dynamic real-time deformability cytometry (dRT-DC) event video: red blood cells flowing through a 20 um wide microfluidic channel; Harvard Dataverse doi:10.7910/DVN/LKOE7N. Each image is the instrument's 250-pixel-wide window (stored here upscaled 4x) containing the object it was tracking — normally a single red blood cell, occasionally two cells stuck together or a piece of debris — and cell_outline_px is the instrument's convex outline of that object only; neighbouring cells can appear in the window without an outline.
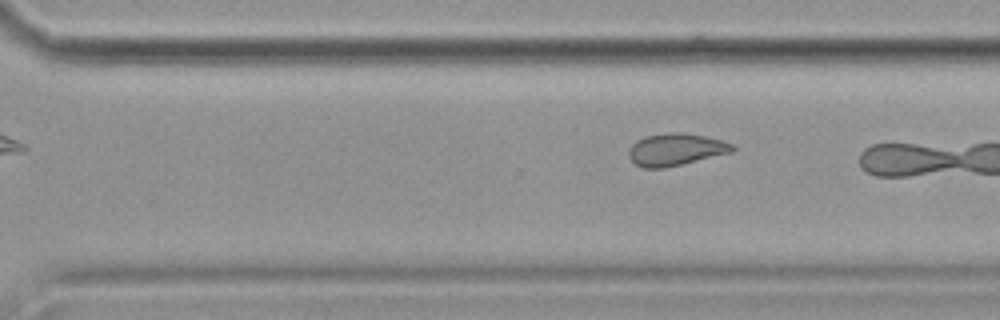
{"species": "common noctule bat (a hibernating species)", "species_latin": "Nyctalus noctula", "temperature_condition": "cold", "stored_images_in_passage": 10, "camera_frame_rate_fps": 3000, "um_per_image_px": 0.085, "animal": {"sex": "female", "body_mass_g": 19.9}, "frame": {"image": 1, "passage_image": 10, "time_ms": 11.667, "image_size_px": [1000, 320], "cell_outline_px": [[736, 148], [732, 152], [664, 168], [644, 168], [636, 164], [628, 156], [628, 148], [636, 140], [644, 136], [668, 132], [680, 132], [704, 136], [736, 144]], "centroid_in_image_um": [57.42, 12.7], "position_along_channel_um": 313.2, "area_um2": 19.48}}